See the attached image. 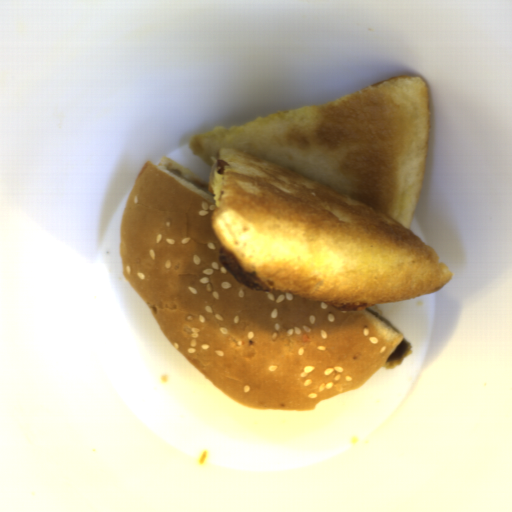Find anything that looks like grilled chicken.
I'll return each instance as SVG.
<instances>
[{"label": "grilled chicken", "mask_w": 512, "mask_h": 512, "mask_svg": "<svg viewBox=\"0 0 512 512\" xmlns=\"http://www.w3.org/2000/svg\"><path fill=\"white\" fill-rule=\"evenodd\" d=\"M219 263L226 268L236 280L253 291H273V289L242 259L227 247L220 248Z\"/></svg>", "instance_id": "277b20a1"}, {"label": "grilled chicken", "mask_w": 512, "mask_h": 512, "mask_svg": "<svg viewBox=\"0 0 512 512\" xmlns=\"http://www.w3.org/2000/svg\"><path fill=\"white\" fill-rule=\"evenodd\" d=\"M327 303V302H326ZM329 306H331L333 309L338 310L340 312H358L366 308H370L373 306H376L374 304L370 303H363V302H351V303H345L340 306H335L330 303H327Z\"/></svg>", "instance_id": "a9712176"}, {"label": "grilled chicken", "mask_w": 512, "mask_h": 512, "mask_svg": "<svg viewBox=\"0 0 512 512\" xmlns=\"http://www.w3.org/2000/svg\"><path fill=\"white\" fill-rule=\"evenodd\" d=\"M227 165H229V164L226 163L225 161H223L222 159L221 160H217V167L219 168L217 173L219 175H224V167H226Z\"/></svg>", "instance_id": "7e0887df"}]
</instances>
